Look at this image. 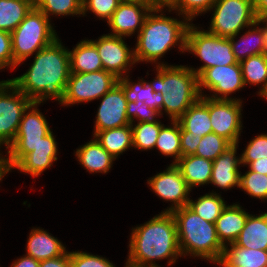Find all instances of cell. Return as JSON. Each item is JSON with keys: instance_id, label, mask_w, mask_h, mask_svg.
I'll return each mask as SVG.
<instances>
[{"instance_id": "obj_51", "label": "cell", "mask_w": 267, "mask_h": 267, "mask_svg": "<svg viewBox=\"0 0 267 267\" xmlns=\"http://www.w3.org/2000/svg\"><path fill=\"white\" fill-rule=\"evenodd\" d=\"M152 2L155 6H163V7H169L174 0H149Z\"/></svg>"}, {"instance_id": "obj_15", "label": "cell", "mask_w": 267, "mask_h": 267, "mask_svg": "<svg viewBox=\"0 0 267 267\" xmlns=\"http://www.w3.org/2000/svg\"><path fill=\"white\" fill-rule=\"evenodd\" d=\"M147 184L155 195L164 202L170 201L172 203L164 212H172L188 205L192 190L175 164L171 163L163 172L150 177Z\"/></svg>"}, {"instance_id": "obj_34", "label": "cell", "mask_w": 267, "mask_h": 267, "mask_svg": "<svg viewBox=\"0 0 267 267\" xmlns=\"http://www.w3.org/2000/svg\"><path fill=\"white\" fill-rule=\"evenodd\" d=\"M226 204L221 194L212 190L211 193L203 194L195 201L189 199L187 206L204 220L215 223Z\"/></svg>"}, {"instance_id": "obj_12", "label": "cell", "mask_w": 267, "mask_h": 267, "mask_svg": "<svg viewBox=\"0 0 267 267\" xmlns=\"http://www.w3.org/2000/svg\"><path fill=\"white\" fill-rule=\"evenodd\" d=\"M244 87L245 84L239 62L236 64L210 67L198 76L200 95L211 99H236L243 101L240 98L230 97V95ZM204 88L214 94L210 93L207 96L203 92Z\"/></svg>"}, {"instance_id": "obj_25", "label": "cell", "mask_w": 267, "mask_h": 267, "mask_svg": "<svg viewBox=\"0 0 267 267\" xmlns=\"http://www.w3.org/2000/svg\"><path fill=\"white\" fill-rule=\"evenodd\" d=\"M175 165L192 190L197 186L210 184L213 161L195 155L182 156Z\"/></svg>"}, {"instance_id": "obj_6", "label": "cell", "mask_w": 267, "mask_h": 267, "mask_svg": "<svg viewBox=\"0 0 267 267\" xmlns=\"http://www.w3.org/2000/svg\"><path fill=\"white\" fill-rule=\"evenodd\" d=\"M52 24L51 19L34 6L11 32L14 69L59 38Z\"/></svg>"}, {"instance_id": "obj_39", "label": "cell", "mask_w": 267, "mask_h": 267, "mask_svg": "<svg viewBox=\"0 0 267 267\" xmlns=\"http://www.w3.org/2000/svg\"><path fill=\"white\" fill-rule=\"evenodd\" d=\"M247 195L267 201V175L256 173L250 169L240 174V188ZM266 200V201H265Z\"/></svg>"}, {"instance_id": "obj_10", "label": "cell", "mask_w": 267, "mask_h": 267, "mask_svg": "<svg viewBox=\"0 0 267 267\" xmlns=\"http://www.w3.org/2000/svg\"><path fill=\"white\" fill-rule=\"evenodd\" d=\"M118 79L113 73L101 70L90 73H71L59 104L71 106L100 99Z\"/></svg>"}, {"instance_id": "obj_49", "label": "cell", "mask_w": 267, "mask_h": 267, "mask_svg": "<svg viewBox=\"0 0 267 267\" xmlns=\"http://www.w3.org/2000/svg\"><path fill=\"white\" fill-rule=\"evenodd\" d=\"M253 7L257 18L267 15V0H252Z\"/></svg>"}, {"instance_id": "obj_9", "label": "cell", "mask_w": 267, "mask_h": 267, "mask_svg": "<svg viewBox=\"0 0 267 267\" xmlns=\"http://www.w3.org/2000/svg\"><path fill=\"white\" fill-rule=\"evenodd\" d=\"M39 105L41 102H32L23 112L16 137L6 151L10 170L52 130Z\"/></svg>"}, {"instance_id": "obj_45", "label": "cell", "mask_w": 267, "mask_h": 267, "mask_svg": "<svg viewBox=\"0 0 267 267\" xmlns=\"http://www.w3.org/2000/svg\"><path fill=\"white\" fill-rule=\"evenodd\" d=\"M180 137H181V151L182 156L195 155L196 148L201 141L202 137L192 135L191 132L186 131L180 125Z\"/></svg>"}, {"instance_id": "obj_5", "label": "cell", "mask_w": 267, "mask_h": 267, "mask_svg": "<svg viewBox=\"0 0 267 267\" xmlns=\"http://www.w3.org/2000/svg\"><path fill=\"white\" fill-rule=\"evenodd\" d=\"M176 223L178 243L183 258L191 256L219 262L224 246L218 239L215 223L201 218L188 206L171 212Z\"/></svg>"}, {"instance_id": "obj_42", "label": "cell", "mask_w": 267, "mask_h": 267, "mask_svg": "<svg viewBox=\"0 0 267 267\" xmlns=\"http://www.w3.org/2000/svg\"><path fill=\"white\" fill-rule=\"evenodd\" d=\"M126 114L131 124L135 123L136 119L138 122H152L155 120H159V117H161L160 113L157 110L150 108L142 101H136V102L128 101Z\"/></svg>"}, {"instance_id": "obj_20", "label": "cell", "mask_w": 267, "mask_h": 267, "mask_svg": "<svg viewBox=\"0 0 267 267\" xmlns=\"http://www.w3.org/2000/svg\"><path fill=\"white\" fill-rule=\"evenodd\" d=\"M239 34L241 33L229 38L232 46V52L238 62H241L250 56L267 53L266 33L258 21L246 28L244 34L236 40Z\"/></svg>"}, {"instance_id": "obj_43", "label": "cell", "mask_w": 267, "mask_h": 267, "mask_svg": "<svg viewBox=\"0 0 267 267\" xmlns=\"http://www.w3.org/2000/svg\"><path fill=\"white\" fill-rule=\"evenodd\" d=\"M70 263L71 267H115L107 258L84 251L70 252Z\"/></svg>"}, {"instance_id": "obj_55", "label": "cell", "mask_w": 267, "mask_h": 267, "mask_svg": "<svg viewBox=\"0 0 267 267\" xmlns=\"http://www.w3.org/2000/svg\"><path fill=\"white\" fill-rule=\"evenodd\" d=\"M262 98H265L267 100V93Z\"/></svg>"}, {"instance_id": "obj_23", "label": "cell", "mask_w": 267, "mask_h": 267, "mask_svg": "<svg viewBox=\"0 0 267 267\" xmlns=\"http://www.w3.org/2000/svg\"><path fill=\"white\" fill-rule=\"evenodd\" d=\"M79 164L89 173H108L116 160L94 137L91 141L76 149L74 154Z\"/></svg>"}, {"instance_id": "obj_47", "label": "cell", "mask_w": 267, "mask_h": 267, "mask_svg": "<svg viewBox=\"0 0 267 267\" xmlns=\"http://www.w3.org/2000/svg\"><path fill=\"white\" fill-rule=\"evenodd\" d=\"M39 266H40V261L35 260L31 256L24 255L13 261L10 267H39Z\"/></svg>"}, {"instance_id": "obj_24", "label": "cell", "mask_w": 267, "mask_h": 267, "mask_svg": "<svg viewBox=\"0 0 267 267\" xmlns=\"http://www.w3.org/2000/svg\"><path fill=\"white\" fill-rule=\"evenodd\" d=\"M221 267H267V251L248 249L235 243L224 246L217 266Z\"/></svg>"}, {"instance_id": "obj_50", "label": "cell", "mask_w": 267, "mask_h": 267, "mask_svg": "<svg viewBox=\"0 0 267 267\" xmlns=\"http://www.w3.org/2000/svg\"><path fill=\"white\" fill-rule=\"evenodd\" d=\"M1 150L2 149L0 147V151ZM9 172H12V171L9 169V166H8L7 155L3 156V153L1 151L0 152V181H2L4 176L8 174Z\"/></svg>"}, {"instance_id": "obj_2", "label": "cell", "mask_w": 267, "mask_h": 267, "mask_svg": "<svg viewBox=\"0 0 267 267\" xmlns=\"http://www.w3.org/2000/svg\"><path fill=\"white\" fill-rule=\"evenodd\" d=\"M131 230L126 263L137 267H163L155 262L167 259L168 266H172L182 257L171 212L161 211Z\"/></svg>"}, {"instance_id": "obj_1", "label": "cell", "mask_w": 267, "mask_h": 267, "mask_svg": "<svg viewBox=\"0 0 267 267\" xmlns=\"http://www.w3.org/2000/svg\"><path fill=\"white\" fill-rule=\"evenodd\" d=\"M33 58L25 73L8 80L32 102L44 103L50 99L59 102L71 74L69 49L57 38Z\"/></svg>"}, {"instance_id": "obj_17", "label": "cell", "mask_w": 267, "mask_h": 267, "mask_svg": "<svg viewBox=\"0 0 267 267\" xmlns=\"http://www.w3.org/2000/svg\"><path fill=\"white\" fill-rule=\"evenodd\" d=\"M101 98V103L95 116L94 133L96 131L131 125L126 114L128 101L126 100L123 88L119 83L115 84V86Z\"/></svg>"}, {"instance_id": "obj_41", "label": "cell", "mask_w": 267, "mask_h": 267, "mask_svg": "<svg viewBox=\"0 0 267 267\" xmlns=\"http://www.w3.org/2000/svg\"><path fill=\"white\" fill-rule=\"evenodd\" d=\"M267 157V134H258L250 140L241 153V166H248L251 162Z\"/></svg>"}, {"instance_id": "obj_3", "label": "cell", "mask_w": 267, "mask_h": 267, "mask_svg": "<svg viewBox=\"0 0 267 267\" xmlns=\"http://www.w3.org/2000/svg\"><path fill=\"white\" fill-rule=\"evenodd\" d=\"M166 10L167 7L155 6L147 15L133 48L137 64L146 62L156 66L166 65L159 60L175 45L180 52L185 53L186 32L191 22L166 16Z\"/></svg>"}, {"instance_id": "obj_22", "label": "cell", "mask_w": 267, "mask_h": 267, "mask_svg": "<svg viewBox=\"0 0 267 267\" xmlns=\"http://www.w3.org/2000/svg\"><path fill=\"white\" fill-rule=\"evenodd\" d=\"M66 247L44 228H32L27 238L26 255L42 261L57 258L66 252Z\"/></svg>"}, {"instance_id": "obj_26", "label": "cell", "mask_w": 267, "mask_h": 267, "mask_svg": "<svg viewBox=\"0 0 267 267\" xmlns=\"http://www.w3.org/2000/svg\"><path fill=\"white\" fill-rule=\"evenodd\" d=\"M71 73H90L103 70L97 48L91 39H85L69 50Z\"/></svg>"}, {"instance_id": "obj_54", "label": "cell", "mask_w": 267, "mask_h": 267, "mask_svg": "<svg viewBox=\"0 0 267 267\" xmlns=\"http://www.w3.org/2000/svg\"><path fill=\"white\" fill-rule=\"evenodd\" d=\"M262 214L264 215V217L266 218V220H267V212H262Z\"/></svg>"}, {"instance_id": "obj_14", "label": "cell", "mask_w": 267, "mask_h": 267, "mask_svg": "<svg viewBox=\"0 0 267 267\" xmlns=\"http://www.w3.org/2000/svg\"><path fill=\"white\" fill-rule=\"evenodd\" d=\"M125 39L103 34L98 39L91 40L97 48L103 70L113 73L119 79L130 73L129 70L136 64L134 49L128 47Z\"/></svg>"}, {"instance_id": "obj_13", "label": "cell", "mask_w": 267, "mask_h": 267, "mask_svg": "<svg viewBox=\"0 0 267 267\" xmlns=\"http://www.w3.org/2000/svg\"><path fill=\"white\" fill-rule=\"evenodd\" d=\"M236 99H211L207 97L210 121L213 133L224 137L231 144H238L242 123V104Z\"/></svg>"}, {"instance_id": "obj_4", "label": "cell", "mask_w": 267, "mask_h": 267, "mask_svg": "<svg viewBox=\"0 0 267 267\" xmlns=\"http://www.w3.org/2000/svg\"><path fill=\"white\" fill-rule=\"evenodd\" d=\"M156 77L147 81L154 92H162L163 106L169 120H178L200 97L198 75L187 65H154ZM164 110V113H163Z\"/></svg>"}, {"instance_id": "obj_32", "label": "cell", "mask_w": 267, "mask_h": 267, "mask_svg": "<svg viewBox=\"0 0 267 267\" xmlns=\"http://www.w3.org/2000/svg\"><path fill=\"white\" fill-rule=\"evenodd\" d=\"M35 6V0H0V30L11 33Z\"/></svg>"}, {"instance_id": "obj_18", "label": "cell", "mask_w": 267, "mask_h": 267, "mask_svg": "<svg viewBox=\"0 0 267 267\" xmlns=\"http://www.w3.org/2000/svg\"><path fill=\"white\" fill-rule=\"evenodd\" d=\"M51 130L41 141L32 148L13 168L31 177H39L47 168L53 166L58 157V143Z\"/></svg>"}, {"instance_id": "obj_16", "label": "cell", "mask_w": 267, "mask_h": 267, "mask_svg": "<svg viewBox=\"0 0 267 267\" xmlns=\"http://www.w3.org/2000/svg\"><path fill=\"white\" fill-rule=\"evenodd\" d=\"M154 7L155 5L149 0L121 1L112 17L107 21L112 30L108 34L119 37L138 34L147 15Z\"/></svg>"}, {"instance_id": "obj_11", "label": "cell", "mask_w": 267, "mask_h": 267, "mask_svg": "<svg viewBox=\"0 0 267 267\" xmlns=\"http://www.w3.org/2000/svg\"><path fill=\"white\" fill-rule=\"evenodd\" d=\"M32 101L9 80L0 81V147L14 141L23 112Z\"/></svg>"}, {"instance_id": "obj_38", "label": "cell", "mask_w": 267, "mask_h": 267, "mask_svg": "<svg viewBox=\"0 0 267 267\" xmlns=\"http://www.w3.org/2000/svg\"><path fill=\"white\" fill-rule=\"evenodd\" d=\"M231 145L224 137L212 132L202 137L196 148L195 156L214 161Z\"/></svg>"}, {"instance_id": "obj_33", "label": "cell", "mask_w": 267, "mask_h": 267, "mask_svg": "<svg viewBox=\"0 0 267 267\" xmlns=\"http://www.w3.org/2000/svg\"><path fill=\"white\" fill-rule=\"evenodd\" d=\"M171 125H162L157 137L155 148L166 157H173L172 164H175L181 157L180 123L178 120H171Z\"/></svg>"}, {"instance_id": "obj_28", "label": "cell", "mask_w": 267, "mask_h": 267, "mask_svg": "<svg viewBox=\"0 0 267 267\" xmlns=\"http://www.w3.org/2000/svg\"><path fill=\"white\" fill-rule=\"evenodd\" d=\"M180 125L192 135L203 137L212 133L207 97L201 96L178 119Z\"/></svg>"}, {"instance_id": "obj_8", "label": "cell", "mask_w": 267, "mask_h": 267, "mask_svg": "<svg viewBox=\"0 0 267 267\" xmlns=\"http://www.w3.org/2000/svg\"><path fill=\"white\" fill-rule=\"evenodd\" d=\"M208 32L230 38L253 25L257 17L252 0H216Z\"/></svg>"}, {"instance_id": "obj_31", "label": "cell", "mask_w": 267, "mask_h": 267, "mask_svg": "<svg viewBox=\"0 0 267 267\" xmlns=\"http://www.w3.org/2000/svg\"><path fill=\"white\" fill-rule=\"evenodd\" d=\"M245 87L261 85L258 94L261 98L267 93V53L250 56L239 62Z\"/></svg>"}, {"instance_id": "obj_36", "label": "cell", "mask_w": 267, "mask_h": 267, "mask_svg": "<svg viewBox=\"0 0 267 267\" xmlns=\"http://www.w3.org/2000/svg\"><path fill=\"white\" fill-rule=\"evenodd\" d=\"M35 6L49 19L52 15L59 17L82 15V0H35Z\"/></svg>"}, {"instance_id": "obj_30", "label": "cell", "mask_w": 267, "mask_h": 267, "mask_svg": "<svg viewBox=\"0 0 267 267\" xmlns=\"http://www.w3.org/2000/svg\"><path fill=\"white\" fill-rule=\"evenodd\" d=\"M115 159L129 148H133L132 128L126 125L119 128L96 131L93 136Z\"/></svg>"}, {"instance_id": "obj_27", "label": "cell", "mask_w": 267, "mask_h": 267, "mask_svg": "<svg viewBox=\"0 0 267 267\" xmlns=\"http://www.w3.org/2000/svg\"><path fill=\"white\" fill-rule=\"evenodd\" d=\"M129 74L118 79V83L122 86L127 101H142L150 108L157 110L161 115L163 106L162 92H154L151 85L143 78L138 79L137 83L130 81Z\"/></svg>"}, {"instance_id": "obj_29", "label": "cell", "mask_w": 267, "mask_h": 267, "mask_svg": "<svg viewBox=\"0 0 267 267\" xmlns=\"http://www.w3.org/2000/svg\"><path fill=\"white\" fill-rule=\"evenodd\" d=\"M234 243L248 249L267 251V220L264 215L249 214L244 228Z\"/></svg>"}, {"instance_id": "obj_48", "label": "cell", "mask_w": 267, "mask_h": 267, "mask_svg": "<svg viewBox=\"0 0 267 267\" xmlns=\"http://www.w3.org/2000/svg\"><path fill=\"white\" fill-rule=\"evenodd\" d=\"M248 169L251 171H254L256 173L265 174L267 175V157L266 158H260L253 162H251L248 165Z\"/></svg>"}, {"instance_id": "obj_44", "label": "cell", "mask_w": 267, "mask_h": 267, "mask_svg": "<svg viewBox=\"0 0 267 267\" xmlns=\"http://www.w3.org/2000/svg\"><path fill=\"white\" fill-rule=\"evenodd\" d=\"M14 70L11 33L0 30V70Z\"/></svg>"}, {"instance_id": "obj_40", "label": "cell", "mask_w": 267, "mask_h": 267, "mask_svg": "<svg viewBox=\"0 0 267 267\" xmlns=\"http://www.w3.org/2000/svg\"><path fill=\"white\" fill-rule=\"evenodd\" d=\"M121 0H82V17L92 12L106 22L112 17Z\"/></svg>"}, {"instance_id": "obj_19", "label": "cell", "mask_w": 267, "mask_h": 267, "mask_svg": "<svg viewBox=\"0 0 267 267\" xmlns=\"http://www.w3.org/2000/svg\"><path fill=\"white\" fill-rule=\"evenodd\" d=\"M238 144H232L213 161L210 184L221 190L240 188L241 155L237 157Z\"/></svg>"}, {"instance_id": "obj_53", "label": "cell", "mask_w": 267, "mask_h": 267, "mask_svg": "<svg viewBox=\"0 0 267 267\" xmlns=\"http://www.w3.org/2000/svg\"><path fill=\"white\" fill-rule=\"evenodd\" d=\"M124 267H137V266H132V265H130L128 263H125V266Z\"/></svg>"}, {"instance_id": "obj_35", "label": "cell", "mask_w": 267, "mask_h": 267, "mask_svg": "<svg viewBox=\"0 0 267 267\" xmlns=\"http://www.w3.org/2000/svg\"><path fill=\"white\" fill-rule=\"evenodd\" d=\"M160 121L132 123L133 148L141 151L155 148L157 137L163 125Z\"/></svg>"}, {"instance_id": "obj_37", "label": "cell", "mask_w": 267, "mask_h": 267, "mask_svg": "<svg viewBox=\"0 0 267 267\" xmlns=\"http://www.w3.org/2000/svg\"><path fill=\"white\" fill-rule=\"evenodd\" d=\"M215 1L216 0H174V2L167 7V11L170 13L174 11V13H178V16L181 17L182 20L188 19L192 22L196 16L209 12Z\"/></svg>"}, {"instance_id": "obj_21", "label": "cell", "mask_w": 267, "mask_h": 267, "mask_svg": "<svg viewBox=\"0 0 267 267\" xmlns=\"http://www.w3.org/2000/svg\"><path fill=\"white\" fill-rule=\"evenodd\" d=\"M240 203L226 205L215 222L216 233L223 246L234 243L245 226L249 213Z\"/></svg>"}, {"instance_id": "obj_52", "label": "cell", "mask_w": 267, "mask_h": 267, "mask_svg": "<svg viewBox=\"0 0 267 267\" xmlns=\"http://www.w3.org/2000/svg\"><path fill=\"white\" fill-rule=\"evenodd\" d=\"M257 21L261 24L264 25L262 26L265 30L266 37H267V15H262L260 18H257Z\"/></svg>"}, {"instance_id": "obj_7", "label": "cell", "mask_w": 267, "mask_h": 267, "mask_svg": "<svg viewBox=\"0 0 267 267\" xmlns=\"http://www.w3.org/2000/svg\"><path fill=\"white\" fill-rule=\"evenodd\" d=\"M190 23L186 32L185 52L200 58L203 65L190 67L198 76L210 67L236 64L229 38L217 36Z\"/></svg>"}, {"instance_id": "obj_46", "label": "cell", "mask_w": 267, "mask_h": 267, "mask_svg": "<svg viewBox=\"0 0 267 267\" xmlns=\"http://www.w3.org/2000/svg\"><path fill=\"white\" fill-rule=\"evenodd\" d=\"M39 267H71L70 251L67 250L63 255L57 258L40 261Z\"/></svg>"}]
</instances>
